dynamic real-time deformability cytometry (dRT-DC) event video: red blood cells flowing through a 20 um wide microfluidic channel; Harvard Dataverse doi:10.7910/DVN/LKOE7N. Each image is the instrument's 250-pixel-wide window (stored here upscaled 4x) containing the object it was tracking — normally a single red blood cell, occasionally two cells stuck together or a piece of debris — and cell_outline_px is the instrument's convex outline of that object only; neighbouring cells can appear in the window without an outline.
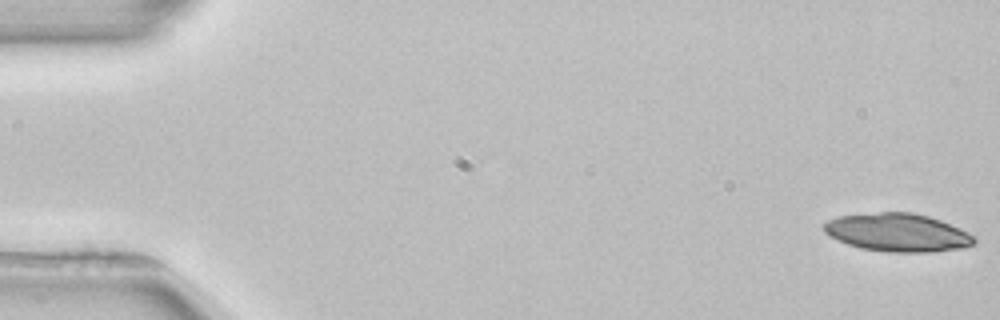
{"species": "common noctule bat (a hibernating species)", "species_latin": "Nyctalus noctula", "temperature_condition": "room temperature", "stored_images_in_passage": 52, "camera_frame_rate_fps": 3000, "um_per_image_px": 0.085, "animal": {"sex": "female", "body_mass_g": 22.7, "forearm_length_mm": 54.2}, "frame": {"image": 1, "passage_image": 1, "time_ms": 0.0, "image_size_px": [1000, 320], "cell_outline_px": [[976, 244], [964, 248], [936, 252], [888, 252], [860, 248], [848, 244], [824, 232], [824, 224], [828, 220], [836, 216], [880, 212], [912, 212], [928, 216], [940, 220], [968, 232], [976, 236]], "centroid_in_image_um": [76.35, 19.77], "position_along_channel_um": 8.7, "area_um2": 33.52}}